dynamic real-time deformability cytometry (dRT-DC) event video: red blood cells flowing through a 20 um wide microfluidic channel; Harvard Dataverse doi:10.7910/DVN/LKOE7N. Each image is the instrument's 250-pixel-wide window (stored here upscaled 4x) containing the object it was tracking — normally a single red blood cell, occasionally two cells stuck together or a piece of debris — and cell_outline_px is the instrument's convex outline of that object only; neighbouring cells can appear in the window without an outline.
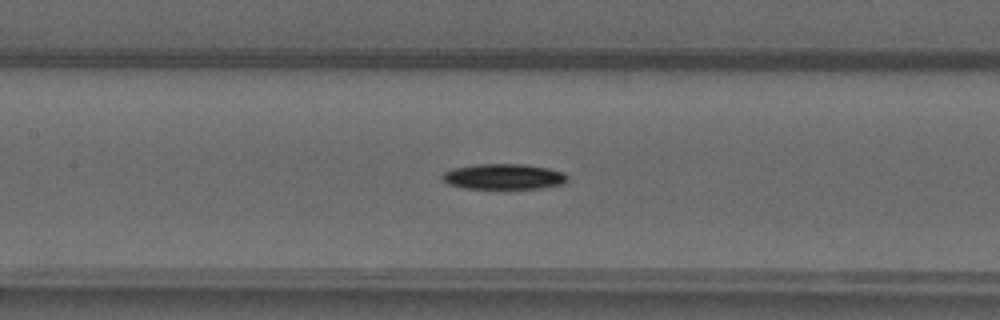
{"species": "common noctule bat (a hibernating species)", "species_latin": "Nyctalus noctula", "temperature_condition": "warm", "stored_images_in_passage": 48, "camera_frame_rate_fps": 3000, "um_per_image_px": 0.085, "animal": {"sex": "male", "forearm_length_mm": 52.5}, "frame": {"image": 1, "passage_image": 22, "time_ms": 7.0, "image_size_px": [1000, 320], "cell_outline_px": [[568, 180], [564, 184], [544, 188], [464, 188], [448, 184], [440, 176], [444, 172], [452, 168], [480, 164], [524, 164], [548, 168], [564, 172], [568, 176]], "centroid_in_image_um": [42.85, 15.01], "position_along_channel_um": 164.6, "area_um2": 18.67}}
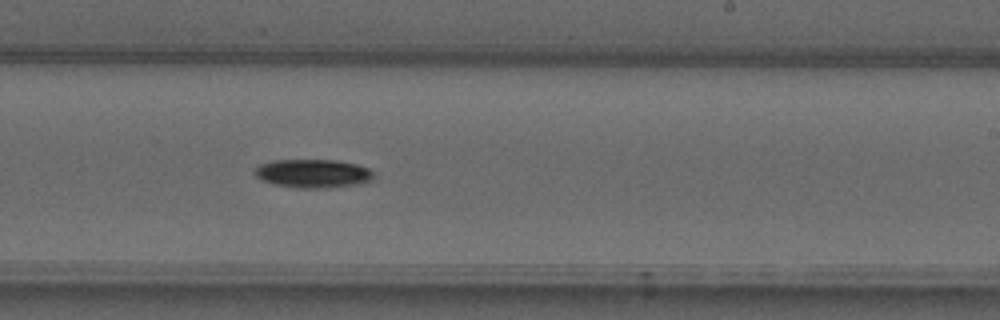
{"frame": {"image": 2, "passage_image": 29, "time_ms": 9.333, "image_size_px": [1000, 320], "cell_outline_px": [[372, 180], [356, 184], [328, 188], [300, 188], [272, 184], [260, 180], [252, 172], [260, 164], [272, 160], [336, 160], [356, 164], [368, 168], [372, 172]], "centroid_in_image_um": [26.54, 14.75], "position_along_channel_um": 262.5, "area_um2": 19.83}}
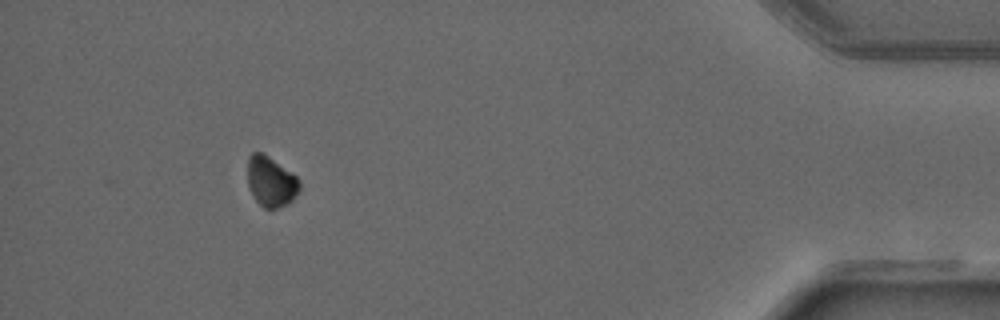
{"frame": {"image": 3, "passage_image": 44, "time_ms": 14.333, "image_size_px": [1000, 320], "cell_outline_px": [[300, 188], [292, 200], [288, 204], [276, 208], [264, 208], [256, 200], [248, 188], [248, 156], [252, 152], [264, 152], [292, 172], [300, 180]], "centroid_in_image_um": [23.02, 15.4], "position_along_channel_um": 412.2, "area_um2": 15.37}}